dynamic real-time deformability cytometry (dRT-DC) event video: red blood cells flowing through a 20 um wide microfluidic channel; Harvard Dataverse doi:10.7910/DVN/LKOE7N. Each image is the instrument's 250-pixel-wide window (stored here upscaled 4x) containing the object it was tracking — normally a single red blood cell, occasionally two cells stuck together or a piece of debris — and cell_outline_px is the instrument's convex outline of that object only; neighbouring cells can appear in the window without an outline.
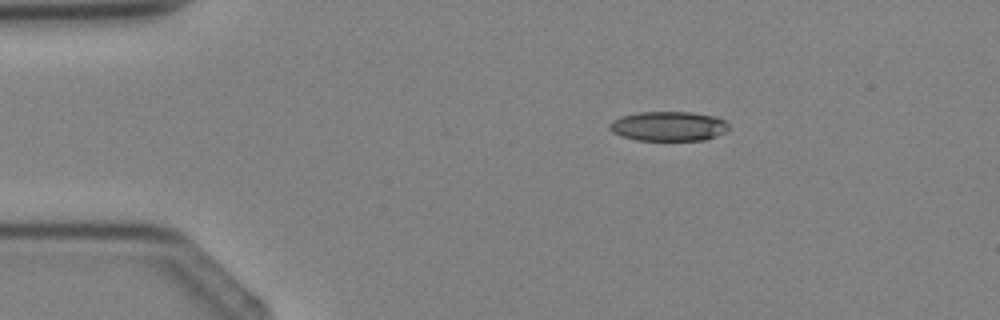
{"species": "Egyptian fruit bat (a non-hibernating species)", "species_latin": "Rousettus aegyptiacus", "temperature_condition": "cold", "stored_images_in_passage": 2, "camera_frame_rate_fps": 3000, "um_per_image_px": 0.085, "animal": {"sex": "female"}, "frame": {"image": 1, "passage_image": 1, "time_ms": 0.0, "image_size_px": [1000, 320], "cell_outline_px": [[728, 128], [724, 132], [716, 136], [704, 140], [636, 140], [612, 132], [608, 128], [608, 124], [612, 120], [620, 116], [640, 112], [692, 112], [716, 116], [724, 120], [728, 124]], "centroid_in_image_um": [56.8, 10.72], "position_along_channel_um": 28.2, "area_um2": 20.58}}